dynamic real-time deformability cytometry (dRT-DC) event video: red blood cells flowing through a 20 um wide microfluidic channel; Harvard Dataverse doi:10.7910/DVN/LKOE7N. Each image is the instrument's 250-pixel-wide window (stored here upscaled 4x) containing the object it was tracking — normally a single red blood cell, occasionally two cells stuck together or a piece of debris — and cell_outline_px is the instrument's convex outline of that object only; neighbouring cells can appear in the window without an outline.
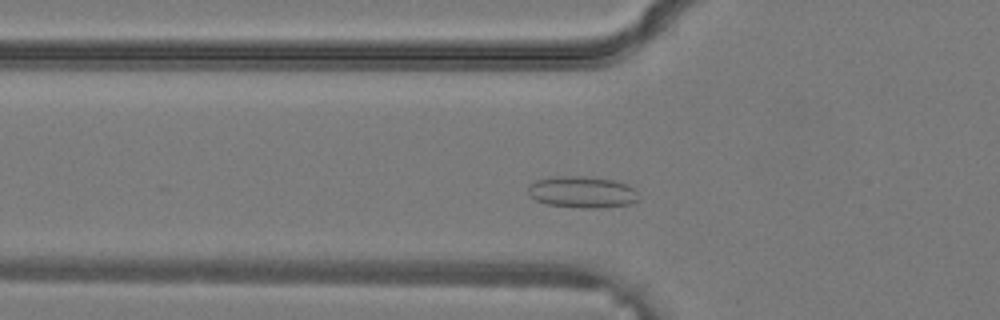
{"species": "common noctule bat (a hibernating species)", "species_latin": "Nyctalus noctula", "temperature_condition": "warm", "stored_images_in_passage": 29, "camera_frame_rate_fps": 3000, "um_per_image_px": 0.085, "animal": {"sex": "male", "body_mass_g": 19.2, "forearm_length_mm": 51.8}, "frame": {"image": 1, "passage_image": 6, "time_ms": 1.667, "image_size_px": [1000, 320], "cell_outline_px": [[640, 200], [628, 204], [600, 208], [584, 208], [548, 204], [536, 200], [528, 192], [528, 188], [536, 180], [560, 176], [580, 176], [612, 180], [628, 184], [636, 192]], "centroid_in_image_um": [49.51, 16.33], "position_along_channel_um": 76.3, "area_um2": 20.0}}
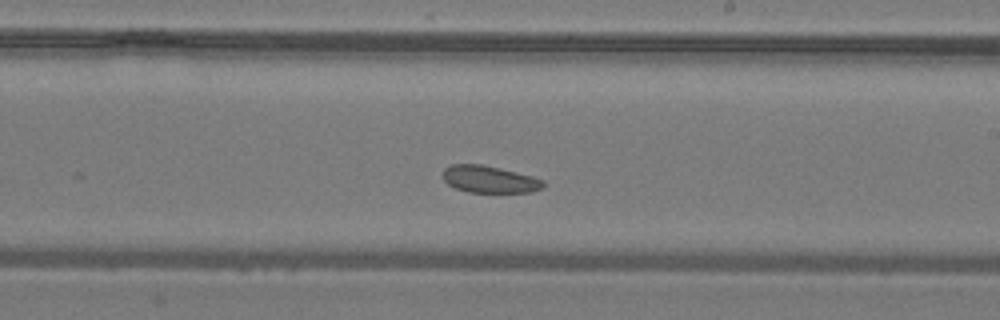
{"frame": {"image": 2, "passage_image": 15, "time_ms": 4.667, "image_size_px": [1000, 320], "cell_outline_px": [[544, 188], [532, 192], [468, 192], [456, 188], [448, 184], [444, 180], [444, 168], [452, 164], [480, 164], [500, 168], [532, 176], [544, 180]], "centroid_in_image_um": [41.63, 15.24], "position_along_channel_um": 247.4, "area_um2": 15.78}}
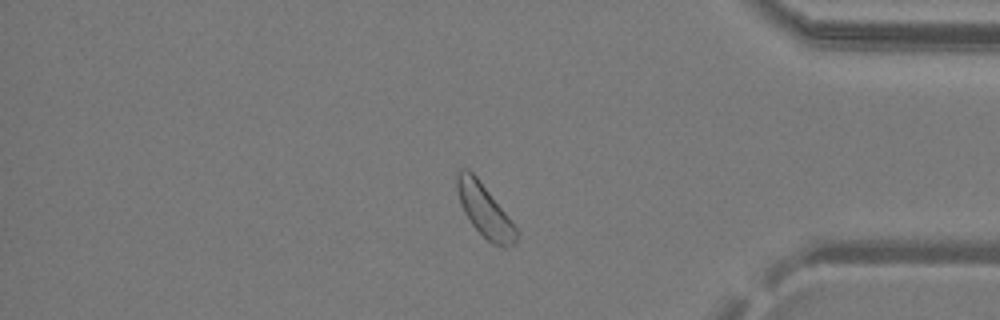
{"frame": {"image": 3, "passage_image": 24, "time_ms": 7.667, "image_size_px": [1000, 320], "cell_outline_px": [[520, 236], [516, 244], [504, 248], [492, 244], [472, 224], [464, 212], [460, 204], [456, 188], [456, 172], [460, 168], [468, 168], [480, 180], [520, 232]], "centroid_in_image_um": [41.21, 17.89], "position_along_channel_um": 394.0, "area_um2": 18.44}}